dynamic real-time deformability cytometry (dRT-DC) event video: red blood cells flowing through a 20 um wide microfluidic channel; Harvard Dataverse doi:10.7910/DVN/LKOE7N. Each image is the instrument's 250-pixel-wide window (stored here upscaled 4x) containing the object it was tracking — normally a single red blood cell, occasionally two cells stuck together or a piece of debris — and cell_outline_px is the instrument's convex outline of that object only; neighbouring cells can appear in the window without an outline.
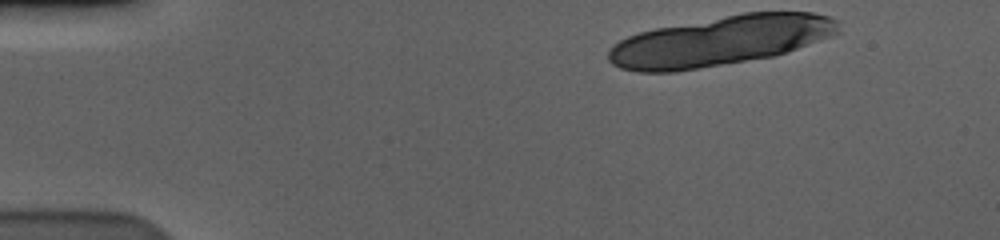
{"species": "human", "species_latin": "Homo sapiens", "temperature_condition": "cold", "stored_images_in_passage": 16, "camera_frame_rate_fps": 3000, "um_per_image_px": 0.085, "donor": {"sex": "male"}, "frame": {"image": 1, "passage_image": 1, "time_ms": 0.0, "image_size_px": [1000, 240], "cell_outline_px": [[840, 32], [832, 36], [772, 56], [676, 72], [636, 72], [620, 68], [612, 64], [608, 60], [608, 52], [612, 44], [628, 36], [640, 32], [656, 28], [744, 12], [812, 12], [828, 16], [836, 20]], "centroid_in_image_um": [61.17, 3.47], "position_along_channel_um": 23.8, "area_um2": 66.35}}